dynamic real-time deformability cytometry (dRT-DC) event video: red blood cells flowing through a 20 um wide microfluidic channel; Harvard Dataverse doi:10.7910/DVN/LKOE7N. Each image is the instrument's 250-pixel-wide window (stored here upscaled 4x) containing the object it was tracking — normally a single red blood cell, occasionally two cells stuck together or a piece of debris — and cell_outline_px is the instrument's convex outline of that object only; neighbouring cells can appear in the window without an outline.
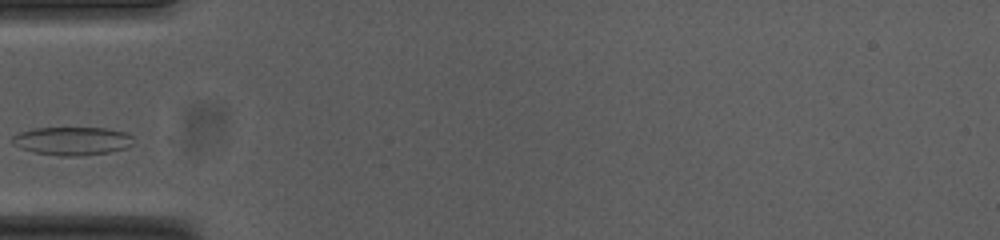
{"species": "common noctule bat (a hibernating species)", "species_latin": "Nyctalus noctula", "temperature_condition": "cold", "stored_images_in_passage": 27, "camera_frame_rate_fps": 3000, "um_per_image_px": 0.085, "animal": {"sex": "female", "body_mass_g": 23.0, "forearm_length_mm": 53.4}, "frame": {"image": 1, "passage_image": 1, "time_ms": 0.0, "image_size_px": [1000, 240], "cell_outline_px": [[132, 144], [128, 148], [108, 152], [76, 156], [60, 156], [32, 152], [12, 144], [12, 136], [20, 132], [36, 128], [104, 128], [124, 132], [132, 136]], "centroid_in_image_um": [6.12, 11.98], "position_along_channel_um": 78.9, "area_um2": 19.88}}